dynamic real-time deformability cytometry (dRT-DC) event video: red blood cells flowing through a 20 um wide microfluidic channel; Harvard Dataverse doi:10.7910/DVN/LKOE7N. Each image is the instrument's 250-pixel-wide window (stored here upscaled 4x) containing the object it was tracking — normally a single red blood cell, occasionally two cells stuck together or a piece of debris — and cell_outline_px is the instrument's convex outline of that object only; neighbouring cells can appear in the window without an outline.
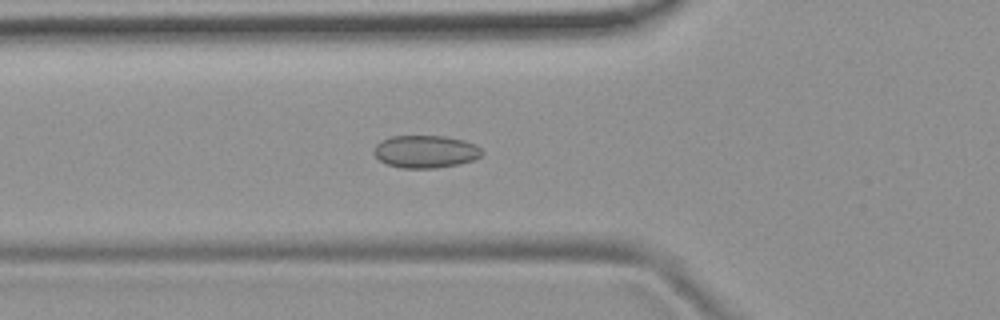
{"species": "common noctule bat (a hibernating species)", "species_latin": "Nyctalus noctula", "temperature_condition": "room temperature", "stored_images_in_passage": 53, "camera_frame_rate_fps": 3000, "um_per_image_px": 0.085, "animal": {"sex": "female", "body_mass_g": 19.9}, "frame": {"image": 1, "passage_image": 19, "time_ms": 6.0, "image_size_px": [1000, 320], "cell_outline_px": [[484, 152], [480, 156], [472, 160], [460, 164], [436, 168], [400, 168], [388, 164], [380, 160], [372, 152], [376, 144], [380, 140], [392, 136], [444, 136], [464, 140], [476, 144]], "centroid_in_image_um": [36.17, 12.88], "position_along_channel_um": 89.6, "area_um2": 20.63}}
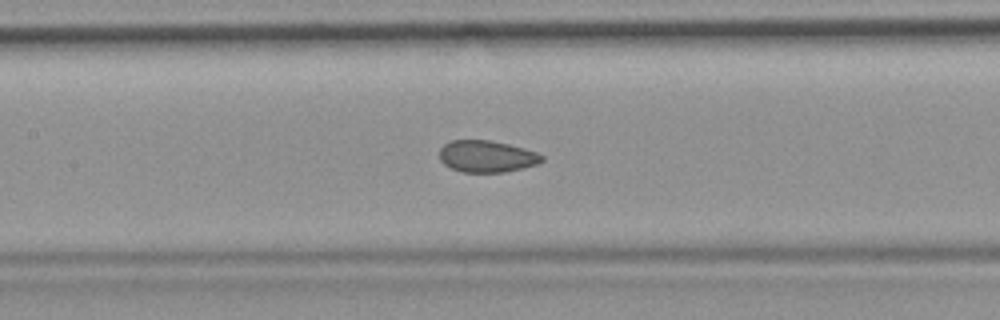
{"frame": {"image": 2, "passage_image": 25, "time_ms": 8.0, "image_size_px": [1000, 320], "cell_outline_px": [[544, 160], [536, 164], [504, 172], [464, 172], [452, 168], [444, 164], [440, 160], [440, 148], [444, 144], [452, 140], [488, 140], [508, 144], [524, 148], [536, 152], [544, 156]], "centroid_in_image_um": [41.36, 13.28], "position_along_channel_um": 166.0, "area_um2": 18.79}}
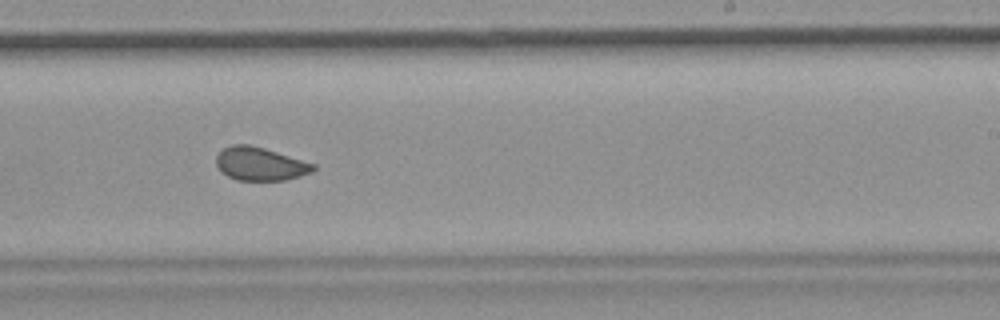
{"frame": {"image": 3, "passage_image": 33, "time_ms": 10.667, "image_size_px": [1000, 320], "cell_outline_px": [[316, 168], [312, 172], [284, 180], [236, 180], [220, 172], [216, 164], [216, 156], [224, 148], [232, 144], [248, 144], [264, 148], [316, 164]], "centroid_in_image_um": [22.09, 13.93], "position_along_channel_um": 266.9, "area_um2": 18.79}, "authors_computed_cell_mechanics": {"area_um2": 19.8254, "velocity_mm_per_s": 3.7998, "shape_relaxation_time_tau1_ms": null, "shape_relaxation_time_tau2_ms": 1.2034, "deformation_change_tau1": null, "deformation_change_tau2": 0.056}}